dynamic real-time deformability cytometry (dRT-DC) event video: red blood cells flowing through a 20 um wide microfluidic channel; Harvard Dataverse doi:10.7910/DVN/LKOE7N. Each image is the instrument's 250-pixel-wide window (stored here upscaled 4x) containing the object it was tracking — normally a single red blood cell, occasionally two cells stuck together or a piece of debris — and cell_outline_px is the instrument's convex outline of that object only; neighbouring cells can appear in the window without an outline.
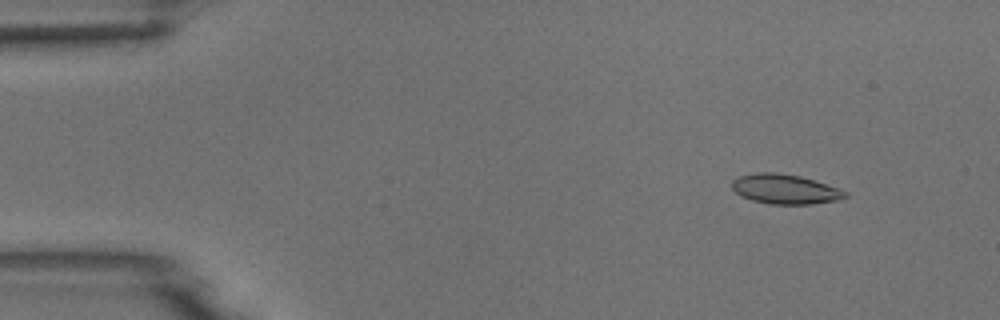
{"species": "common noctule bat (a hibernating species)", "species_latin": "Nyctalus noctula", "temperature_condition": "room temperature", "stored_images_in_passage": 5, "camera_frame_rate_fps": 3000, "um_per_image_px": 0.085, "animal": {"sex": "male", "body_mass_g": 18.8}, "frame": {"image": 1, "passage_image": 2, "time_ms": 1.0, "image_size_px": [1000, 320], "cell_outline_px": [[848, 196], [836, 200], [812, 204], [772, 204], [752, 200], [740, 196], [732, 188], [732, 180], [740, 176], [756, 172], [776, 172], [800, 176], [840, 188], [848, 192]], "centroid_in_image_um": [66.73, 16.07], "position_along_channel_um": 18.3, "area_um2": 19.59}}
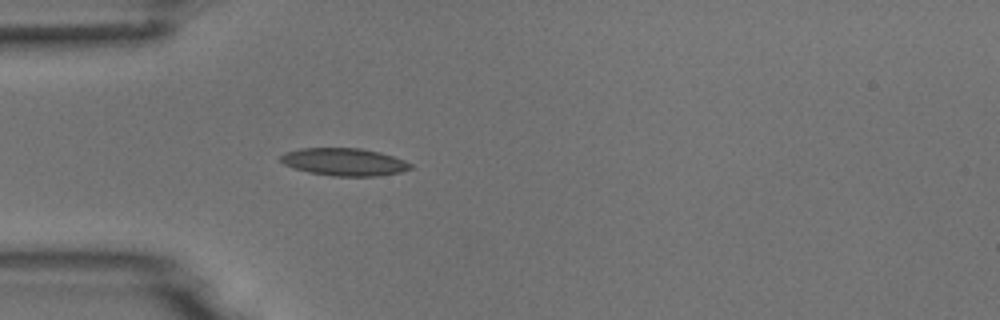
{"frame": {"image": 2, "passage_image": 5, "time_ms": 4.333, "image_size_px": [1000, 320], "cell_outline_px": [[412, 168], [400, 172], [376, 176], [332, 176], [308, 172], [284, 164], [280, 160], [280, 156], [284, 152], [300, 148], [360, 148], [380, 152], [404, 160], [412, 164]], "centroid_in_image_um": [29.25, 13.76], "position_along_channel_um": 55.8, "area_um2": 20.81}}